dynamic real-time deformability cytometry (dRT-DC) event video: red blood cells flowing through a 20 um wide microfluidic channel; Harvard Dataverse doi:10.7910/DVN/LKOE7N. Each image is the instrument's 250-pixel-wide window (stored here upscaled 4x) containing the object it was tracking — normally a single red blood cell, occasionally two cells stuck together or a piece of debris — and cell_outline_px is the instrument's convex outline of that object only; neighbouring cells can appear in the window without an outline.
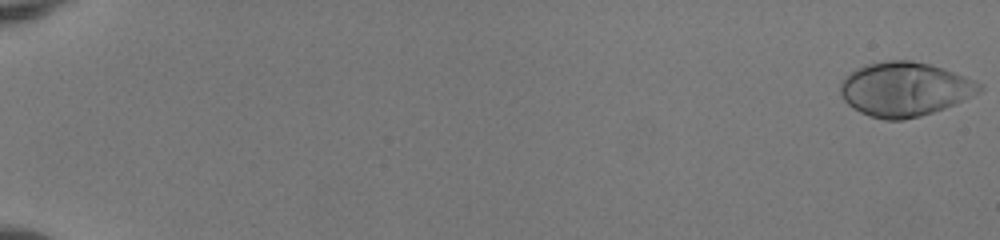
{"species": "human", "species_latin": "Homo sapiens", "temperature_condition": "room temperature", "stored_images_in_passage": 54, "camera_frame_rate_fps": 3000, "um_per_image_px": 0.085, "donor": {"sex": "female"}, "frame": {"image": 1, "passage_image": 1, "time_ms": 0.0, "image_size_px": [1000, 240], "cell_outline_px": [[984, 88], [980, 92], [944, 108], [920, 116], [904, 120], [884, 120], [868, 116], [852, 108], [840, 96], [840, 84], [848, 72], [864, 64], [884, 60], [912, 60], [944, 68], [964, 76], [980, 84]], "centroid_in_image_um": [76.84, 7.57], "position_along_channel_um": 8.2, "area_um2": 44.04}}
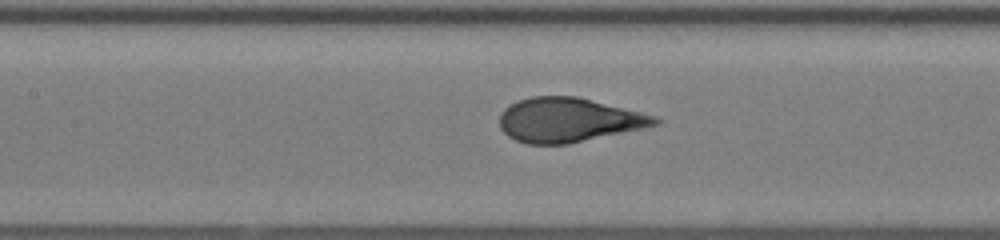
{"frame": {"image": 2, "passage_image": 28, "time_ms": 9.0, "image_size_px": [1000, 240], "cell_outline_px": [[660, 124], [644, 128], [568, 144], [528, 144], [516, 140], [508, 136], [500, 128], [500, 112], [504, 108], [516, 100], [532, 96], [576, 96], [656, 116], [660, 120]], "centroid_in_image_um": [48.3, 10.19], "position_along_channel_um": 159.1, "area_um2": 40.06}}
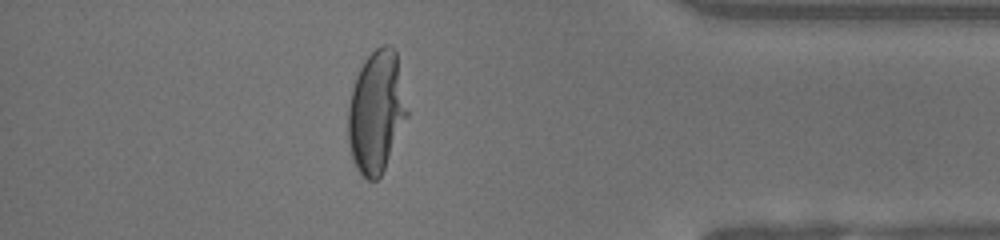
{"frame": {"image": 3, "passage_image": 48, "time_ms": 15.667, "image_size_px": [1000, 240], "cell_outline_px": [[408, 116], [384, 168], [380, 176], [376, 180], [368, 180], [356, 168], [352, 156], [348, 140], [348, 108], [352, 88], [356, 76], [364, 60], [376, 48], [384, 44], [388, 44], [396, 52], [408, 112]], "centroid_in_image_um": [31.98, 9.49], "position_along_channel_um": 403.2, "area_um2": 41.56}, "authors_computed_cell_mechanics": {"area_um2": 40.8357, "velocity_mm_per_s": 4.0156, "shape_relaxation_time_tau1_ms": 4.3385, "shape_relaxation_time_tau2_ms": null, "deformation_change_tau1": 0.2573, "deformation_change_tau2": null}}